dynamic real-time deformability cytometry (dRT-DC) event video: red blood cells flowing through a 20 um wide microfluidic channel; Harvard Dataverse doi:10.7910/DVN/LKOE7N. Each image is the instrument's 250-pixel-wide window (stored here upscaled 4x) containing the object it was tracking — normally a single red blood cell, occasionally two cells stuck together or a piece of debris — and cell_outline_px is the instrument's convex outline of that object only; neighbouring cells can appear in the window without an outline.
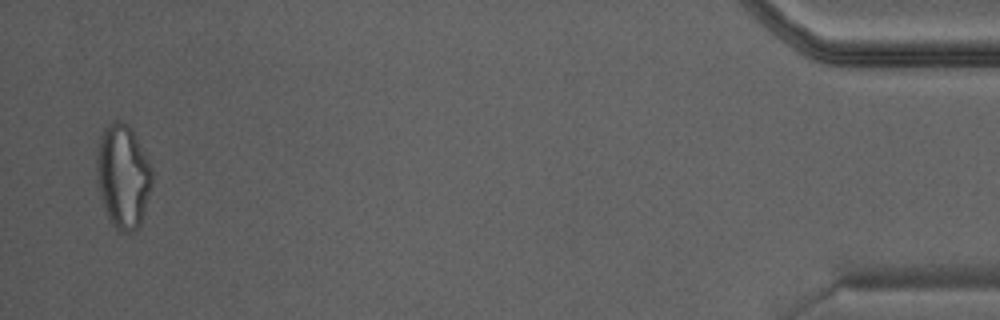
{"species": "Egyptian fruit bat (a non-hibernating species)", "species_latin": "Rousettus aegyptiacus", "temperature_condition": "warm", "stored_images_in_passage": 24, "camera_frame_rate_fps": 3000, "um_per_image_px": 0.085, "animal": {"sex": "male"}, "frame": {"image": 1, "passage_image": 24, "time_ms": 7.667, "image_size_px": [1000, 320], "cell_outline_px": [[152, 184], [140, 228], [132, 232], [120, 232], [112, 224], [104, 208], [100, 196], [96, 180], [96, 156], [100, 136], [104, 128], [116, 120], [120, 120], [128, 124], [132, 128], [152, 168]], "centroid_in_image_um": [10.45, 14.99], "position_along_channel_um": 424.7, "area_um2": 33.87}}